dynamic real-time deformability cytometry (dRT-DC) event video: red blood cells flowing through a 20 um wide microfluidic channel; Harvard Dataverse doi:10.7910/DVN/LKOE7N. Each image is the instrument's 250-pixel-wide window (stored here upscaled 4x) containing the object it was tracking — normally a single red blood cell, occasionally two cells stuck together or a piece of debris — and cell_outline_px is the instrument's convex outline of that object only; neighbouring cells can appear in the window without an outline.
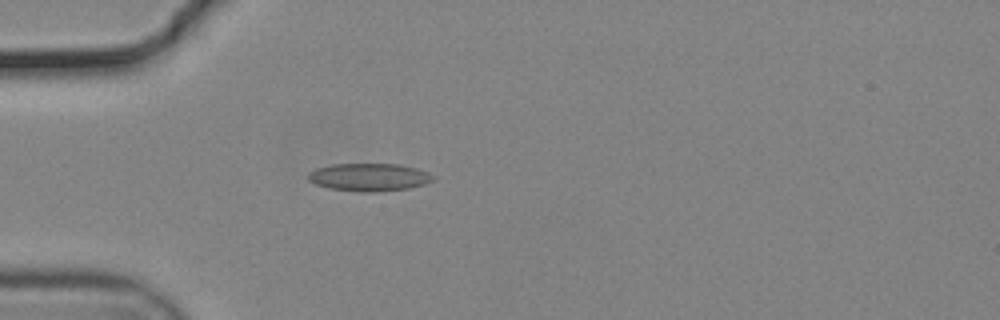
{"species": "common noctule bat (a hibernating species)", "species_latin": "Nyctalus noctula", "temperature_condition": "cold", "stored_images_in_passage": 41, "camera_frame_rate_fps": 3000, "um_per_image_px": 0.085, "animal": {"sex": "male", "body_mass_g": 19.2, "forearm_length_mm": 51.8}, "frame": {"image": 1, "passage_image": 1, "time_ms": 0.0, "image_size_px": [1000, 320], "cell_outline_px": [[436, 180], [424, 184], [408, 188], [372, 192], [360, 192], [328, 188], [316, 184], [308, 180], [308, 172], [316, 168], [332, 164], [400, 164], [416, 168], [428, 172]], "centroid_in_image_um": [31.36, 15.05], "position_along_channel_um": 53.6, "area_um2": 20.23}}
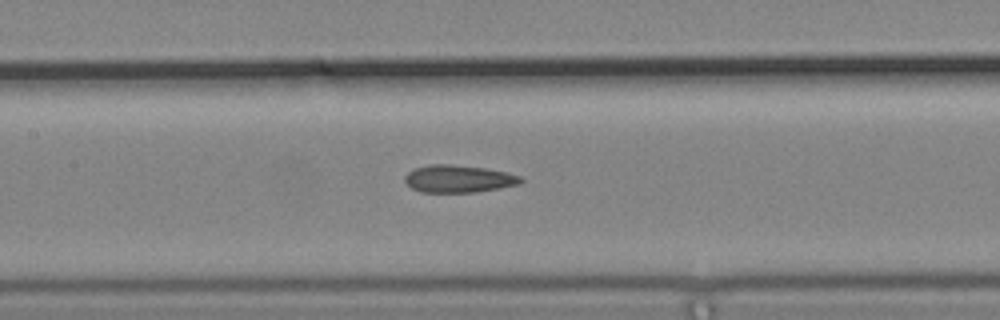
{"frame": {"image": 2, "passage_image": 11, "time_ms": 3.333, "image_size_px": [1000, 320], "cell_outline_px": [[524, 180], [520, 184], [476, 192], [420, 192], [412, 188], [404, 180], [404, 176], [408, 172], [416, 168], [432, 164], [448, 164], [484, 168], [504, 172], [520, 176]], "centroid_in_image_um": [38.96, 15.2], "position_along_channel_um": 168.4, "area_um2": 18.32}}
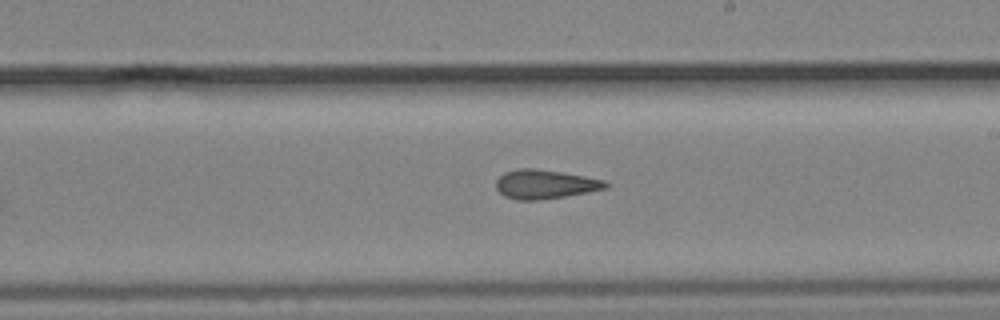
{"frame": {"image": 3, "passage_image": 17, "time_ms": 5.333, "image_size_px": [1000, 320], "cell_outline_px": [[612, 184], [608, 188], [564, 196], [536, 200], [516, 200], [504, 196], [496, 188], [496, 180], [504, 172], [516, 168], [536, 168], [584, 176], [604, 180]], "centroid_in_image_um": [46.31, 15.65], "position_along_channel_um": 242.7, "area_um2": 18.55}}